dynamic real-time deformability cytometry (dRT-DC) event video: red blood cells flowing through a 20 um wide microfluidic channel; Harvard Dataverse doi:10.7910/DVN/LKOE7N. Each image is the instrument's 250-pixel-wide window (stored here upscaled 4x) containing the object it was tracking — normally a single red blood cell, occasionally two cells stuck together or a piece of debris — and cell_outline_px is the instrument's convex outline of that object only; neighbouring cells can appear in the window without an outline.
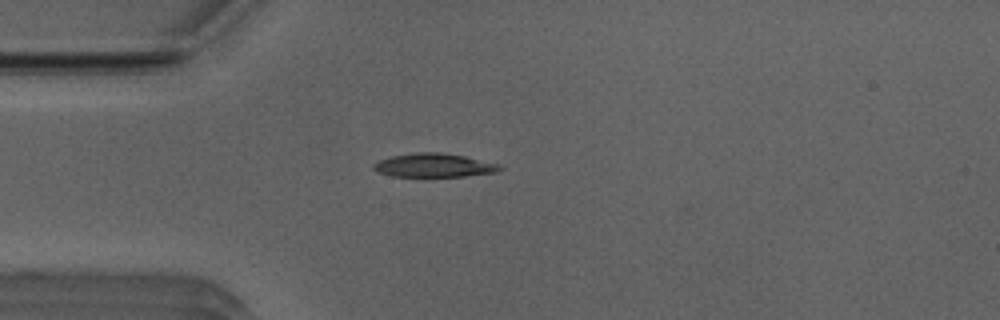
{"species": "Egyptian fruit bat (a non-hibernating species)", "species_latin": "Rousettus aegyptiacus", "temperature_condition": "room temperature", "stored_images_in_passage": 39, "camera_frame_rate_fps": 3000, "um_per_image_px": 0.085, "animal": {"sex": "male"}, "frame": {"image": 1, "passage_image": 1, "time_ms": 0.0, "image_size_px": [1000, 320], "cell_outline_px": [[504, 168], [496, 172], [464, 176], [392, 176], [376, 172], [372, 168], [372, 164], [380, 160], [392, 156], [416, 152], [440, 152], [464, 156], [500, 164]], "centroid_in_image_um": [36.87, 14.05], "position_along_channel_um": 48.1, "area_um2": 17.4}}
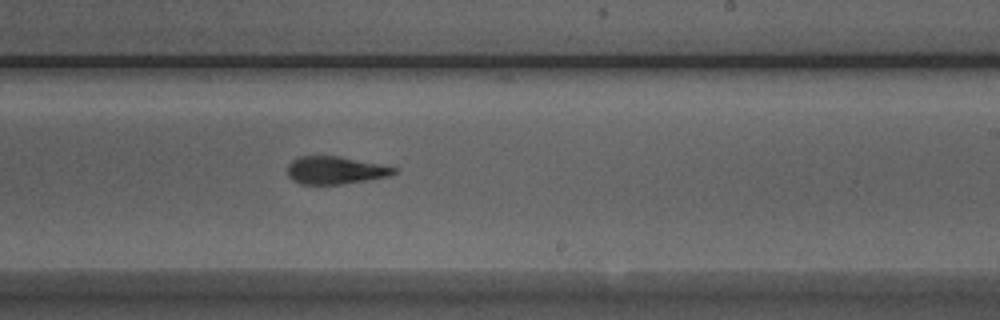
{"frame": {"image": 2, "passage_image": 18, "time_ms": 5.667, "image_size_px": [1000, 320], "cell_outline_px": [[400, 172], [388, 176], [340, 184], [300, 184], [292, 180], [288, 176], [288, 164], [292, 160], [300, 156], [340, 156], [400, 168]], "centroid_in_image_um": [28.52, 14.46], "position_along_channel_um": 260.5, "area_um2": 17.22}}
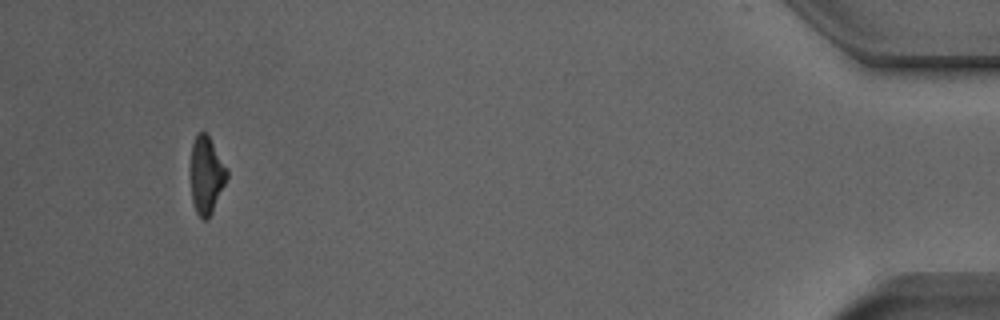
{"frame": {"image": 3, "passage_image": 36, "time_ms": 11.667, "image_size_px": [1000, 320], "cell_outline_px": [[228, 176], [212, 212], [208, 220], [200, 220], [196, 212], [192, 200], [192, 144], [196, 132], [204, 132], [208, 136], [228, 168]], "centroid_in_image_um": [17.56, 14.91], "position_along_channel_um": 417.6, "area_um2": 16.13}, "authors_computed_cell_mechanics": {"area_um2": 17.8602, "velocity_mm_per_s": 3.9437, "shape_relaxation_time_tau1_ms": 5.238, "shape_relaxation_time_tau2_ms": 2.9937, "deformation_change_tau1": 0.1732, "deformation_change_tau2": 0.116}}